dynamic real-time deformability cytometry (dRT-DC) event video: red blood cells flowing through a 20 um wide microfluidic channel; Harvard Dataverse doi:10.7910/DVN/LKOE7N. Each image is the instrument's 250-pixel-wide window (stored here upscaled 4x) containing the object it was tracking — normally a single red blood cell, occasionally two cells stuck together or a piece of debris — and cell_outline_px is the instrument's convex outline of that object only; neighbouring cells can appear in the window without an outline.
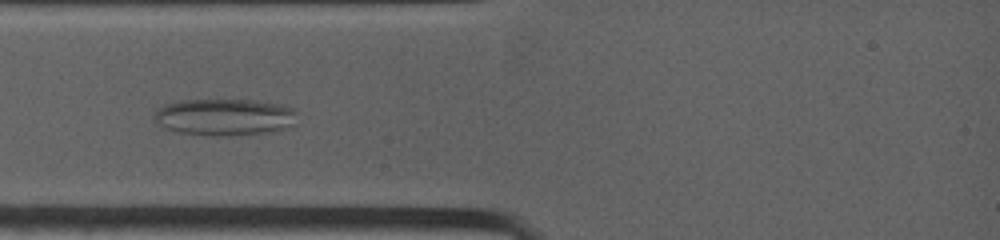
{"species": "common noctule bat (a hibernating species)", "species_latin": "Nyctalus noctula", "temperature_condition": "warm", "stored_images_in_passage": 6, "camera_frame_rate_fps": 4500, "um_per_image_px": 0.085, "animal": {"sex": "female", "body_mass_g": 19.0, "forearm_length_mm": 53.3}, "frame": {"image": 1, "passage_image": 4, "time_ms": 3.778, "image_size_px": [1000, 240], "cell_outline_px": [[296, 112], [292, 124], [288, 128], [272, 132], [228, 136], [212, 136], [176, 132], [164, 128], [152, 120], [152, 116], [164, 104], [180, 100], [252, 100], [284, 104], [292, 108]], "centroid_in_image_um": [19.06, 9.96], "position_along_channel_um": 65.9, "area_um2": 31.04}}
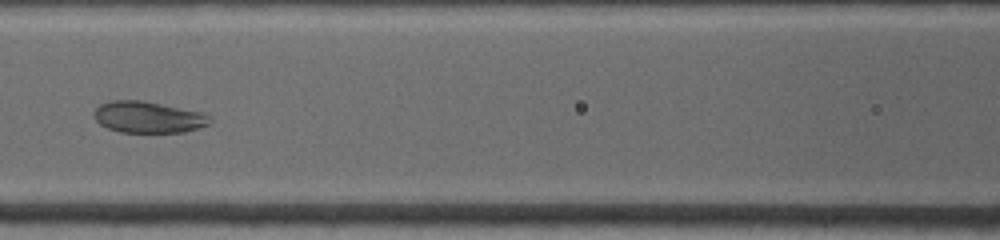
{"frame": {"image": 2, "passage_image": 6, "time_ms": 6.0, "image_size_px": [1000, 240], "cell_outline_px": [[212, 120], [208, 124], [184, 132], [120, 132], [108, 128], [100, 124], [92, 116], [92, 112], [100, 104], [112, 100], [140, 100], [204, 112], [212, 116]], "centroid_in_image_um": [12.59, 9.95], "position_along_channel_um": 154.0, "area_um2": 21.33}}